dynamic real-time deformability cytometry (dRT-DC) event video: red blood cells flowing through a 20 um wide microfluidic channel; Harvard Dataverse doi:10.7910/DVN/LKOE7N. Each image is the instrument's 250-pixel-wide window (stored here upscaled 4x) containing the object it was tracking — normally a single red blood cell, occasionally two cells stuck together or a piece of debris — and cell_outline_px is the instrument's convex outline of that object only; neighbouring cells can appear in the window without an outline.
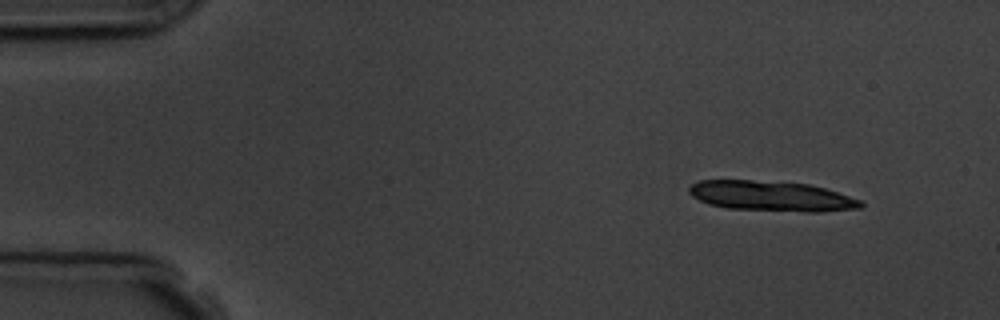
{"species": "common noctule bat (a hibernating species)", "species_latin": "Nyctalus noctula", "temperature_condition": "room temperature", "stored_images_in_passage": 4, "camera_frame_rate_fps": 3000, "um_per_image_px": 0.085, "animal": {"sex": "male", "body_mass_g": 19.5, "forearm_length_mm": 54.6}, "frame": {"image": 1, "passage_image": 1, "time_ms": 0.0, "image_size_px": [1000, 320], "cell_outline_px": [[864, 204], [860, 208], [820, 212], [804, 212], [728, 208], [708, 204], [692, 196], [688, 192], [688, 188], [692, 184], [700, 180], [752, 180], [808, 184], [824, 188], [860, 200]], "centroid_in_image_um": [65.54, 16.67], "position_along_channel_um": 19.5, "area_um2": 30.0}}